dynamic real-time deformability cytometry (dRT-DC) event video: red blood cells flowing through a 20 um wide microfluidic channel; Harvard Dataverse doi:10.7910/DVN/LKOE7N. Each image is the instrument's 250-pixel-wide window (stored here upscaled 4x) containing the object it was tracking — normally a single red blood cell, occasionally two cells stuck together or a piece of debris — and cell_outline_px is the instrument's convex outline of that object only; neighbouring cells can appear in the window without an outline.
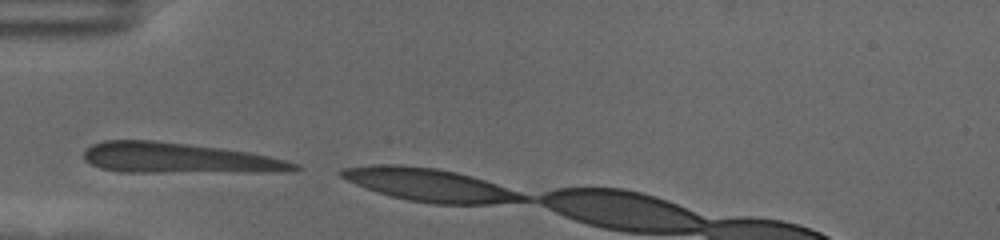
{"species": "human", "species_latin": "Homo sapiens", "temperature_condition": "cold", "stored_images_in_passage": 2, "camera_frame_rate_fps": 3000, "um_per_image_px": 0.085, "donor": {"sex": "female"}, "frame": {"image": 1, "passage_image": 1, "time_ms": 0.0, "image_size_px": [1000, 240], "cell_outline_px": [[304, 168], [284, 172], [120, 172], [100, 168], [84, 160], [84, 148], [92, 144], [104, 140], [152, 140], [188, 144], [220, 148], [248, 152], [268, 156], [300, 164]], "centroid_in_image_um": [15.18, 13.45], "position_along_channel_um": 69.8, "area_um2": 37.51}}